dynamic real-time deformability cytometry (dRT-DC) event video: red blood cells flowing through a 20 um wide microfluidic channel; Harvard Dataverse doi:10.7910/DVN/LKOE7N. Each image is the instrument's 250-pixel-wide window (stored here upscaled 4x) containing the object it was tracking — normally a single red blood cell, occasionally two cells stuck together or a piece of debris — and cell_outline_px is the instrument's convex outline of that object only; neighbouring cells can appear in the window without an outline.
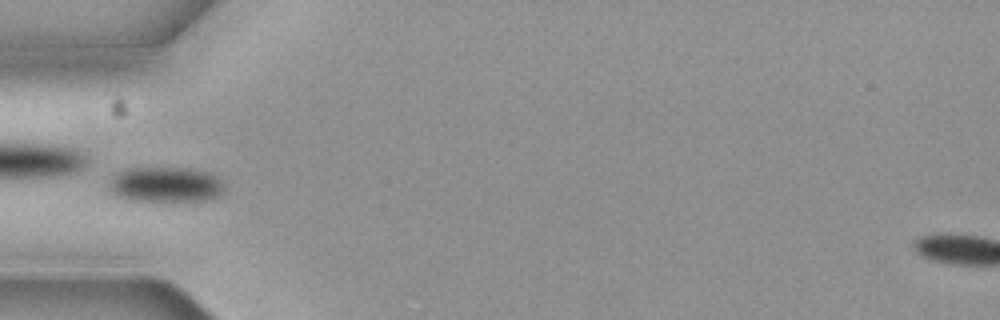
{"species": "common noctule bat (a hibernating species)", "species_latin": "Nyctalus noctula", "temperature_condition": "cold", "stored_images_in_passage": 8, "camera_frame_rate_fps": 3000, "um_per_image_px": 0.085, "animal": {"sex": "female", "body_mass_g": 19.3, "forearm_length_mm": 54.1}, "frame": {"image": 1, "passage_image": 6, "time_ms": 1.667, "image_size_px": [1000, 320], "cell_outline_px": [[224, 188], [212, 200], [128, 200], [116, 196], [112, 192], [108, 184], [112, 176], [116, 172], [128, 168], [184, 168], [208, 172], [216, 176], [224, 184]], "centroid_in_image_um": [14.04, 15.68], "position_along_channel_um": 71.0, "area_um2": 23.52}}
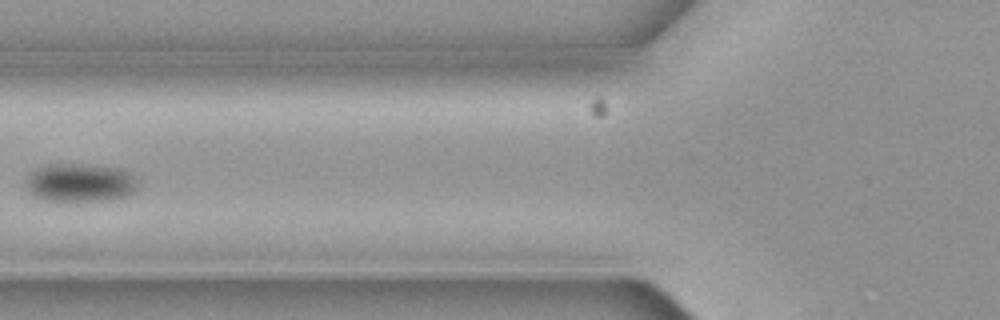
{"frame": {"image": 2, "passage_image": 7, "time_ms": 2.0, "image_size_px": [1000, 320], "cell_outline_px": [[136, 188], [128, 196], [108, 200], [44, 200], [32, 196], [28, 192], [24, 180], [32, 172], [48, 164], [72, 164], [108, 168], [124, 172], [132, 176], [136, 180]], "centroid_in_image_um": [6.71, 15.56], "position_along_channel_um": 119.1, "area_um2": 24.28}}
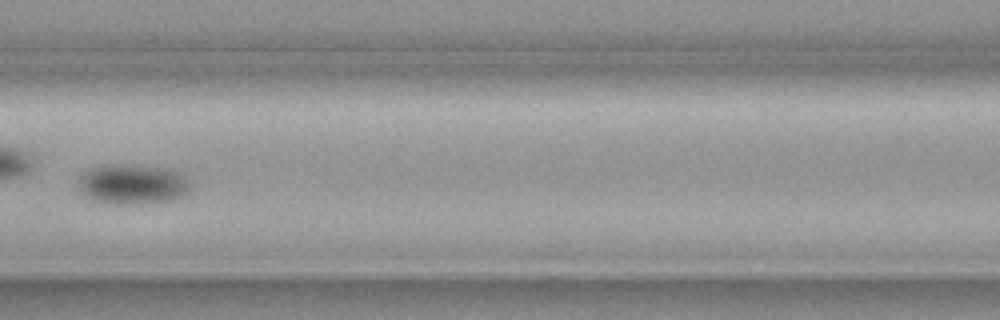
{"frame": {"image": 3, "passage_image": 8, "time_ms": 2.333, "image_size_px": [1000, 320], "cell_outline_px": [[188, 188], [180, 196], [168, 200], [140, 204], [108, 204], [84, 196], [80, 188], [80, 180], [84, 172], [92, 168], [112, 164], [128, 164], [168, 168], [180, 172], [188, 180]], "centroid_in_image_um": [11.25, 15.65], "position_along_channel_um": 155.4, "area_um2": 25.78}}